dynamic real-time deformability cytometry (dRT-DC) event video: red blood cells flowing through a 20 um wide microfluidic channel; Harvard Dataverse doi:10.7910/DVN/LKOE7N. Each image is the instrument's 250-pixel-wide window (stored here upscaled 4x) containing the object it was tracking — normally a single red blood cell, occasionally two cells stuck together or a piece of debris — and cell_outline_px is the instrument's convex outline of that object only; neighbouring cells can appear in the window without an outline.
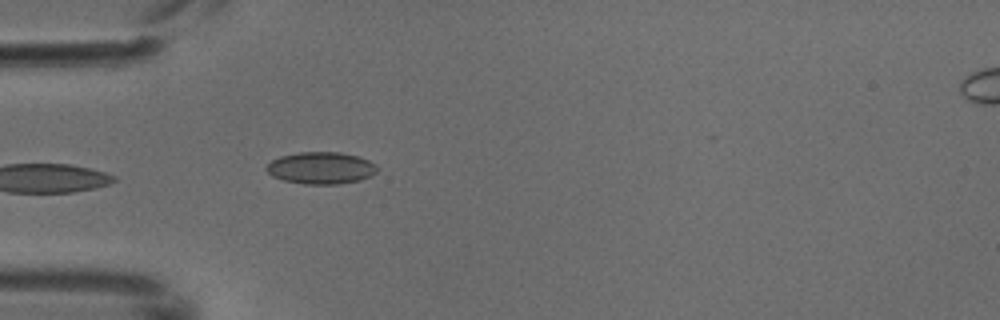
{"species": "common noctule bat (a hibernating species)", "species_latin": "Nyctalus noctula", "temperature_condition": "cold", "stored_images_in_passage": 2, "camera_frame_rate_fps": 3000, "um_per_image_px": 0.085, "animal": {"sex": "male", "body_mass_g": 18.8}, "frame": {"image": 1, "passage_image": 2, "time_ms": 0.333, "image_size_px": [1000, 320], "cell_outline_px": [[376, 172], [372, 176], [360, 180], [340, 184], [304, 184], [284, 180], [272, 176], [264, 168], [272, 160], [280, 156], [300, 152], [340, 152], [356, 156], [368, 160], [376, 164]], "centroid_in_image_um": [27.28, 14.28], "position_along_channel_um": 57.7, "area_um2": 20.63}}